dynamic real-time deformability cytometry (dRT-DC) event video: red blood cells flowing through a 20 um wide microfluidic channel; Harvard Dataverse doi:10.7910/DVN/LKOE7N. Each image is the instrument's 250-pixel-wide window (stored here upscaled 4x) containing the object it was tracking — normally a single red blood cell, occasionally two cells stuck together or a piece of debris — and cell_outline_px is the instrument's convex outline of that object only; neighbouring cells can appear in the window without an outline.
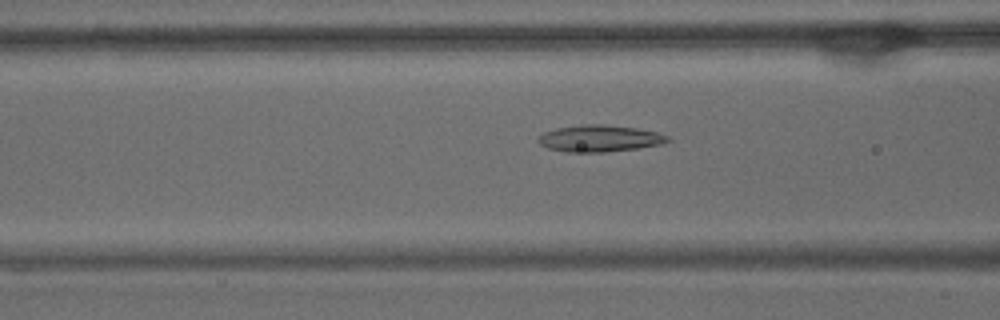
{"species": "common noctule bat (a hibernating species)", "species_latin": "Nyctalus noctula", "temperature_condition": "warm", "stored_images_in_passage": 53, "camera_frame_rate_fps": 3000, "um_per_image_px": 0.085, "animal": {"sex": "male", "body_mass_g": 15.6}, "frame": {"image": 1, "passage_image": 20, "time_ms": 6.333, "image_size_px": [1000, 320], "cell_outline_px": [[672, 140], [660, 144], [636, 148], [604, 152], [568, 152], [548, 148], [540, 144], [536, 140], [544, 132], [556, 128], [580, 124], [604, 124], [636, 128], [656, 132], [668, 136]], "centroid_in_image_um": [50.94, 11.76], "position_along_channel_um": 115.7, "area_um2": 20.06}}
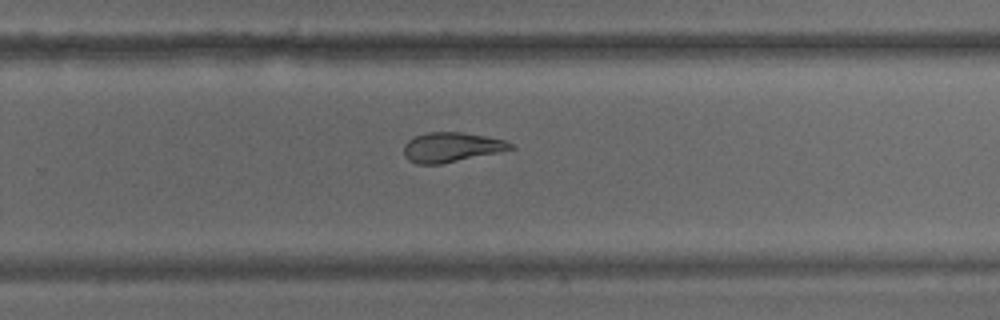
{"frame": {"image": 2, "passage_image": 34, "time_ms": 11.0, "image_size_px": [1000, 320], "cell_outline_px": [[516, 148], [500, 152], [440, 164], [416, 164], [408, 160], [404, 156], [404, 144], [408, 140], [424, 132], [460, 132], [488, 136], [504, 140], [512, 144]], "centroid_in_image_um": [38.36, 12.51], "position_along_channel_um": 291.4, "area_um2": 18.55}}
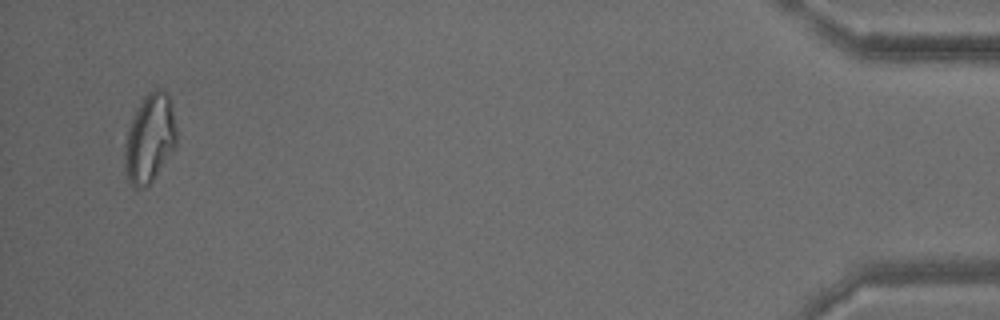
{"frame": {"image": 3, "passage_image": 51, "time_ms": 16.667, "image_size_px": [1000, 320], "cell_outline_px": [[176, 148], [152, 180], [144, 188], [132, 188], [128, 180], [124, 168], [124, 144], [132, 116], [136, 108], [144, 96], [148, 92], [156, 88], [164, 88], [168, 92], [172, 104], [176, 128]], "centroid_in_image_um": [12.72, 11.74], "position_along_channel_um": 422.5, "area_um2": 27.28}, "authors_computed_cell_mechanics": {"area_um2": 22.253, "velocity_mm_per_s": 3.7693, "shape_relaxation_time_tau1_ms": null, "shape_relaxation_time_tau2_ms": 2.5935, "deformation_change_tau1": null, "deformation_change_tau2": 0.1132}}